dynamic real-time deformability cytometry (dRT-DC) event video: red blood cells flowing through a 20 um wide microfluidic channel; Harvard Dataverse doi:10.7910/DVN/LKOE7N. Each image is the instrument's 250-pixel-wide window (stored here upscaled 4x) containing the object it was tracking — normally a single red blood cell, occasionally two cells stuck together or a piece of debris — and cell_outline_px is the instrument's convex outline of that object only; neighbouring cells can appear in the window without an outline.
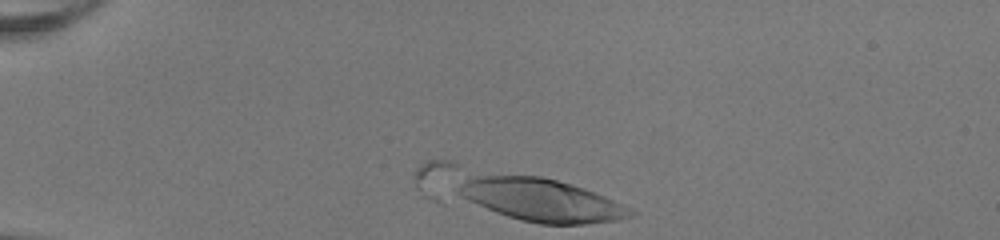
{"species": "human", "species_latin": "Homo sapiens", "temperature_condition": "room temperature", "stored_images_in_passage": 13, "camera_frame_rate_fps": 3000, "um_per_image_px": 0.085, "donor": {"sex": "female"}, "frame": {"image": 1, "passage_image": 1, "time_ms": 0.0, "image_size_px": [1000, 240], "cell_outline_px": [[640, 212], [632, 216], [620, 220], [584, 224], [540, 224], [520, 220], [444, 204], [420, 196], [416, 188], [412, 176], [416, 168], [420, 164], [428, 160], [452, 160], [540, 176], [556, 180], [584, 188], [596, 192]], "centroid_in_image_um": [43.73, 16.53], "position_along_channel_um": 41.3, "area_um2": 62.02}}
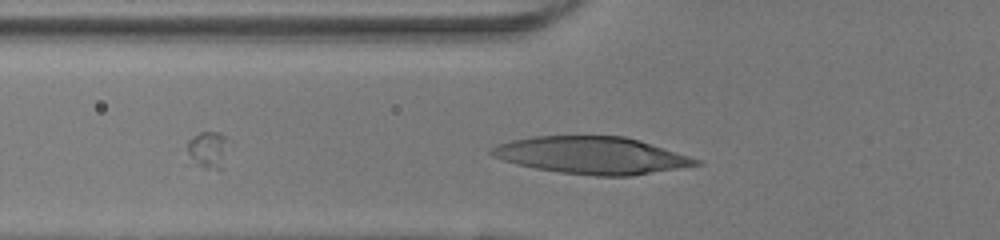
{"frame": {"image": 2, "passage_image": 8, "time_ms": 2.333, "image_size_px": [1000, 240], "cell_outline_px": [[704, 164], [632, 176], [596, 176], [560, 172], [536, 168], [516, 164], [492, 156], [488, 152], [488, 148], [496, 144], [512, 140], [532, 136], [624, 136], [640, 140], [700, 160]], "centroid_in_image_um": [50.27, 13.2], "position_along_channel_um": 75.5, "area_um2": 44.27}}